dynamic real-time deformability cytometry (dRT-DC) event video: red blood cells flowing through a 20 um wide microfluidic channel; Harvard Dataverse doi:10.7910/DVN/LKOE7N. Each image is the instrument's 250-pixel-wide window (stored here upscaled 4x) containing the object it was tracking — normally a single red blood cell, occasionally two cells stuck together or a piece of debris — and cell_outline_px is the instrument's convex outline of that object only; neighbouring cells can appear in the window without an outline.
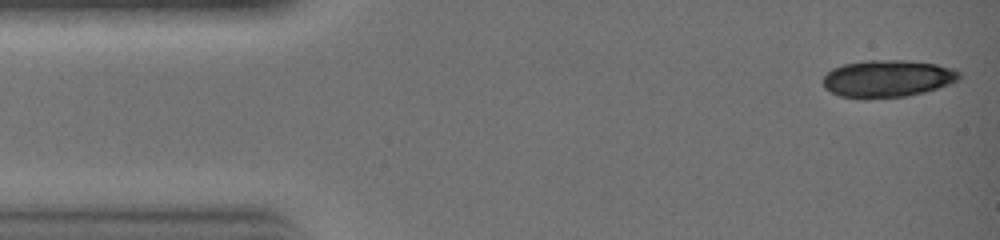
{"species": "common noctule bat (a hibernating species)", "species_latin": "Nyctalus noctula", "temperature_condition": "warm", "stored_images_in_passage": 14, "segment_of_instrument_passage": [1, 2], "camera_frame_rate_fps": 3000, "um_per_image_px": 0.085, "animal": {"sex": "female", "body_mass_g": 19.0, "forearm_length_mm": 51.5}, "frame": {"image": 1, "passage_image": 1, "time_ms": 0.0, "image_size_px": [1000, 240], "cell_outline_px": [[960, 76], [956, 80], [948, 84], [924, 92], [904, 96], [840, 96], [824, 88], [824, 76], [832, 68], [844, 64], [868, 60], [904, 60], [936, 64], [960, 72]], "centroid_in_image_um": [75.42, 6.64], "position_along_channel_um": 9.6, "area_um2": 28.5}}